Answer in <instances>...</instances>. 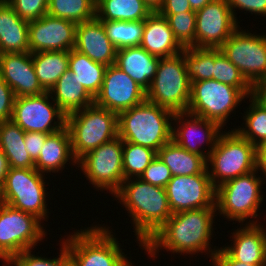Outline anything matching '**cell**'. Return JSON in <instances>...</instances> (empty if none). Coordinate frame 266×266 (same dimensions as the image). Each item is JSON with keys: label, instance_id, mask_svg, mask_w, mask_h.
<instances>
[{"label": "cell", "instance_id": "4dcf8cb0", "mask_svg": "<svg viewBox=\"0 0 266 266\" xmlns=\"http://www.w3.org/2000/svg\"><path fill=\"white\" fill-rule=\"evenodd\" d=\"M152 11L143 0H96L101 21H144Z\"/></svg>", "mask_w": 266, "mask_h": 266}, {"label": "cell", "instance_id": "cb8c5ba5", "mask_svg": "<svg viewBox=\"0 0 266 266\" xmlns=\"http://www.w3.org/2000/svg\"><path fill=\"white\" fill-rule=\"evenodd\" d=\"M160 57L149 54L141 46L117 50L115 65L147 91L153 81Z\"/></svg>", "mask_w": 266, "mask_h": 266}, {"label": "cell", "instance_id": "8fae6325", "mask_svg": "<svg viewBox=\"0 0 266 266\" xmlns=\"http://www.w3.org/2000/svg\"><path fill=\"white\" fill-rule=\"evenodd\" d=\"M45 175L35 168H10L1 186L3 203L46 221L49 209Z\"/></svg>", "mask_w": 266, "mask_h": 266}, {"label": "cell", "instance_id": "c3c4849f", "mask_svg": "<svg viewBox=\"0 0 266 266\" xmlns=\"http://www.w3.org/2000/svg\"><path fill=\"white\" fill-rule=\"evenodd\" d=\"M10 169L9 162L5 154L0 148V185L2 186L5 182L6 175Z\"/></svg>", "mask_w": 266, "mask_h": 266}, {"label": "cell", "instance_id": "277c9868", "mask_svg": "<svg viewBox=\"0 0 266 266\" xmlns=\"http://www.w3.org/2000/svg\"><path fill=\"white\" fill-rule=\"evenodd\" d=\"M258 167L259 150L234 128L233 130L231 128L230 132L222 131L207 158L208 175L215 189L233 178L256 170Z\"/></svg>", "mask_w": 266, "mask_h": 266}, {"label": "cell", "instance_id": "74e56055", "mask_svg": "<svg viewBox=\"0 0 266 266\" xmlns=\"http://www.w3.org/2000/svg\"><path fill=\"white\" fill-rule=\"evenodd\" d=\"M213 80L236 88H253L230 62L220 48H214Z\"/></svg>", "mask_w": 266, "mask_h": 266}, {"label": "cell", "instance_id": "f546056e", "mask_svg": "<svg viewBox=\"0 0 266 266\" xmlns=\"http://www.w3.org/2000/svg\"><path fill=\"white\" fill-rule=\"evenodd\" d=\"M32 59L35 74L46 92L69 70V51H41L32 53Z\"/></svg>", "mask_w": 266, "mask_h": 266}, {"label": "cell", "instance_id": "2e32d148", "mask_svg": "<svg viewBox=\"0 0 266 266\" xmlns=\"http://www.w3.org/2000/svg\"><path fill=\"white\" fill-rule=\"evenodd\" d=\"M239 26L226 0H212L196 11L195 47L220 48Z\"/></svg>", "mask_w": 266, "mask_h": 266}, {"label": "cell", "instance_id": "7c38bea8", "mask_svg": "<svg viewBox=\"0 0 266 266\" xmlns=\"http://www.w3.org/2000/svg\"><path fill=\"white\" fill-rule=\"evenodd\" d=\"M220 50L254 89L266 80V34H252L239 26Z\"/></svg>", "mask_w": 266, "mask_h": 266}, {"label": "cell", "instance_id": "d6986e66", "mask_svg": "<svg viewBox=\"0 0 266 266\" xmlns=\"http://www.w3.org/2000/svg\"><path fill=\"white\" fill-rule=\"evenodd\" d=\"M76 25L48 14L29 21V52L72 50L75 47Z\"/></svg>", "mask_w": 266, "mask_h": 266}, {"label": "cell", "instance_id": "e575fe53", "mask_svg": "<svg viewBox=\"0 0 266 266\" xmlns=\"http://www.w3.org/2000/svg\"><path fill=\"white\" fill-rule=\"evenodd\" d=\"M183 56L190 83L213 79L214 48L186 47Z\"/></svg>", "mask_w": 266, "mask_h": 266}, {"label": "cell", "instance_id": "e0dca14e", "mask_svg": "<svg viewBox=\"0 0 266 266\" xmlns=\"http://www.w3.org/2000/svg\"><path fill=\"white\" fill-rule=\"evenodd\" d=\"M146 100V91L115 64L105 71L102 88L94 103L117 114Z\"/></svg>", "mask_w": 266, "mask_h": 266}, {"label": "cell", "instance_id": "7402d4cb", "mask_svg": "<svg viewBox=\"0 0 266 266\" xmlns=\"http://www.w3.org/2000/svg\"><path fill=\"white\" fill-rule=\"evenodd\" d=\"M260 224H246L232 234L231 243L223 249L236 261L266 264V230Z\"/></svg>", "mask_w": 266, "mask_h": 266}, {"label": "cell", "instance_id": "5b68a950", "mask_svg": "<svg viewBox=\"0 0 266 266\" xmlns=\"http://www.w3.org/2000/svg\"><path fill=\"white\" fill-rule=\"evenodd\" d=\"M94 226L77 230L63 239L70 263L73 266H133L110 227Z\"/></svg>", "mask_w": 266, "mask_h": 266}, {"label": "cell", "instance_id": "44dd1931", "mask_svg": "<svg viewBox=\"0 0 266 266\" xmlns=\"http://www.w3.org/2000/svg\"><path fill=\"white\" fill-rule=\"evenodd\" d=\"M74 49L107 67L116 62L117 48L109 40L102 21L97 17L76 25Z\"/></svg>", "mask_w": 266, "mask_h": 266}, {"label": "cell", "instance_id": "836d02e7", "mask_svg": "<svg viewBox=\"0 0 266 266\" xmlns=\"http://www.w3.org/2000/svg\"><path fill=\"white\" fill-rule=\"evenodd\" d=\"M47 14L82 23L96 17V0H48Z\"/></svg>", "mask_w": 266, "mask_h": 266}, {"label": "cell", "instance_id": "11a10c76", "mask_svg": "<svg viewBox=\"0 0 266 266\" xmlns=\"http://www.w3.org/2000/svg\"><path fill=\"white\" fill-rule=\"evenodd\" d=\"M7 0H0V3H4V2H6Z\"/></svg>", "mask_w": 266, "mask_h": 266}, {"label": "cell", "instance_id": "d590c367", "mask_svg": "<svg viewBox=\"0 0 266 266\" xmlns=\"http://www.w3.org/2000/svg\"><path fill=\"white\" fill-rule=\"evenodd\" d=\"M102 23L109 40L117 50L140 45L144 21H102Z\"/></svg>", "mask_w": 266, "mask_h": 266}, {"label": "cell", "instance_id": "f907efd6", "mask_svg": "<svg viewBox=\"0 0 266 266\" xmlns=\"http://www.w3.org/2000/svg\"><path fill=\"white\" fill-rule=\"evenodd\" d=\"M152 12H158L162 7L164 0H143Z\"/></svg>", "mask_w": 266, "mask_h": 266}, {"label": "cell", "instance_id": "d4e9b609", "mask_svg": "<svg viewBox=\"0 0 266 266\" xmlns=\"http://www.w3.org/2000/svg\"><path fill=\"white\" fill-rule=\"evenodd\" d=\"M72 161V165L78 164L73 155L71 136L67 127L49 134L41 149L38 159L35 161V169L40 173H57Z\"/></svg>", "mask_w": 266, "mask_h": 266}, {"label": "cell", "instance_id": "484cf974", "mask_svg": "<svg viewBox=\"0 0 266 266\" xmlns=\"http://www.w3.org/2000/svg\"><path fill=\"white\" fill-rule=\"evenodd\" d=\"M29 52V21L7 3H0V54Z\"/></svg>", "mask_w": 266, "mask_h": 266}, {"label": "cell", "instance_id": "f6af8a7d", "mask_svg": "<svg viewBox=\"0 0 266 266\" xmlns=\"http://www.w3.org/2000/svg\"><path fill=\"white\" fill-rule=\"evenodd\" d=\"M49 134L42 132H25V148L31 159L35 162Z\"/></svg>", "mask_w": 266, "mask_h": 266}, {"label": "cell", "instance_id": "d6a6232c", "mask_svg": "<svg viewBox=\"0 0 266 266\" xmlns=\"http://www.w3.org/2000/svg\"><path fill=\"white\" fill-rule=\"evenodd\" d=\"M249 98V110L243 116L245 127L235 130L259 150L266 144V104L255 93Z\"/></svg>", "mask_w": 266, "mask_h": 266}, {"label": "cell", "instance_id": "681fc988", "mask_svg": "<svg viewBox=\"0 0 266 266\" xmlns=\"http://www.w3.org/2000/svg\"><path fill=\"white\" fill-rule=\"evenodd\" d=\"M259 167V171L263 173L262 177L266 180V144L259 149Z\"/></svg>", "mask_w": 266, "mask_h": 266}, {"label": "cell", "instance_id": "9a60e30c", "mask_svg": "<svg viewBox=\"0 0 266 266\" xmlns=\"http://www.w3.org/2000/svg\"><path fill=\"white\" fill-rule=\"evenodd\" d=\"M172 214L201 208H216V189L206 170L202 174L172 176L165 186Z\"/></svg>", "mask_w": 266, "mask_h": 266}, {"label": "cell", "instance_id": "ab89813d", "mask_svg": "<svg viewBox=\"0 0 266 266\" xmlns=\"http://www.w3.org/2000/svg\"><path fill=\"white\" fill-rule=\"evenodd\" d=\"M61 242L60 255L57 258L48 259L46 257L36 256L31 254L33 249L25 250L18 255L14 256L8 263L3 266H69L70 258L68 255L67 247L63 240Z\"/></svg>", "mask_w": 266, "mask_h": 266}, {"label": "cell", "instance_id": "ee69618b", "mask_svg": "<svg viewBox=\"0 0 266 266\" xmlns=\"http://www.w3.org/2000/svg\"><path fill=\"white\" fill-rule=\"evenodd\" d=\"M15 98L13 90L0 76V121L12 118Z\"/></svg>", "mask_w": 266, "mask_h": 266}, {"label": "cell", "instance_id": "5bb4252c", "mask_svg": "<svg viewBox=\"0 0 266 266\" xmlns=\"http://www.w3.org/2000/svg\"><path fill=\"white\" fill-rule=\"evenodd\" d=\"M11 119L25 132L53 134L66 127V114L53 101L50 92L16 97Z\"/></svg>", "mask_w": 266, "mask_h": 266}, {"label": "cell", "instance_id": "ba28073f", "mask_svg": "<svg viewBox=\"0 0 266 266\" xmlns=\"http://www.w3.org/2000/svg\"><path fill=\"white\" fill-rule=\"evenodd\" d=\"M254 93V88H236L213 79L192 82L187 112L223 128L238 104Z\"/></svg>", "mask_w": 266, "mask_h": 266}, {"label": "cell", "instance_id": "f5cc1de1", "mask_svg": "<svg viewBox=\"0 0 266 266\" xmlns=\"http://www.w3.org/2000/svg\"><path fill=\"white\" fill-rule=\"evenodd\" d=\"M255 94L266 103V80L255 89Z\"/></svg>", "mask_w": 266, "mask_h": 266}, {"label": "cell", "instance_id": "6da1fadb", "mask_svg": "<svg viewBox=\"0 0 266 266\" xmlns=\"http://www.w3.org/2000/svg\"><path fill=\"white\" fill-rule=\"evenodd\" d=\"M216 212V208H201L174 213L142 249L150 258L156 259V253L162 248L180 255L207 251L212 260L218 251V248L212 249L210 244Z\"/></svg>", "mask_w": 266, "mask_h": 266}, {"label": "cell", "instance_id": "bcb514c9", "mask_svg": "<svg viewBox=\"0 0 266 266\" xmlns=\"http://www.w3.org/2000/svg\"><path fill=\"white\" fill-rule=\"evenodd\" d=\"M193 11L188 0H164L162 7L158 10L160 15H174Z\"/></svg>", "mask_w": 266, "mask_h": 266}, {"label": "cell", "instance_id": "60d3db41", "mask_svg": "<svg viewBox=\"0 0 266 266\" xmlns=\"http://www.w3.org/2000/svg\"><path fill=\"white\" fill-rule=\"evenodd\" d=\"M16 14L27 21L37 20L47 14L48 0H7Z\"/></svg>", "mask_w": 266, "mask_h": 266}, {"label": "cell", "instance_id": "7dc6e473", "mask_svg": "<svg viewBox=\"0 0 266 266\" xmlns=\"http://www.w3.org/2000/svg\"><path fill=\"white\" fill-rule=\"evenodd\" d=\"M213 266H266V264H247L234 260L222 247L214 254Z\"/></svg>", "mask_w": 266, "mask_h": 266}, {"label": "cell", "instance_id": "816d5d0a", "mask_svg": "<svg viewBox=\"0 0 266 266\" xmlns=\"http://www.w3.org/2000/svg\"><path fill=\"white\" fill-rule=\"evenodd\" d=\"M193 11L204 8L212 0H188Z\"/></svg>", "mask_w": 266, "mask_h": 266}, {"label": "cell", "instance_id": "83f0119b", "mask_svg": "<svg viewBox=\"0 0 266 266\" xmlns=\"http://www.w3.org/2000/svg\"><path fill=\"white\" fill-rule=\"evenodd\" d=\"M25 131L12 119L0 121V148L8 159L10 168H35L25 148Z\"/></svg>", "mask_w": 266, "mask_h": 266}, {"label": "cell", "instance_id": "7bdbcfd3", "mask_svg": "<svg viewBox=\"0 0 266 266\" xmlns=\"http://www.w3.org/2000/svg\"><path fill=\"white\" fill-rule=\"evenodd\" d=\"M227 4L231 8L233 16L237 23H240L237 19L235 9H241L249 11L251 14L260 15L266 17V0H226ZM235 11V12H234Z\"/></svg>", "mask_w": 266, "mask_h": 266}, {"label": "cell", "instance_id": "9c48e42d", "mask_svg": "<svg viewBox=\"0 0 266 266\" xmlns=\"http://www.w3.org/2000/svg\"><path fill=\"white\" fill-rule=\"evenodd\" d=\"M191 83L188 78L183 51L171 57L160 58L158 68L146 100L173 113L187 112Z\"/></svg>", "mask_w": 266, "mask_h": 266}, {"label": "cell", "instance_id": "8992f818", "mask_svg": "<svg viewBox=\"0 0 266 266\" xmlns=\"http://www.w3.org/2000/svg\"><path fill=\"white\" fill-rule=\"evenodd\" d=\"M66 127L78 161L87 152L118 136V114L94 103L66 115Z\"/></svg>", "mask_w": 266, "mask_h": 266}, {"label": "cell", "instance_id": "4316f807", "mask_svg": "<svg viewBox=\"0 0 266 266\" xmlns=\"http://www.w3.org/2000/svg\"><path fill=\"white\" fill-rule=\"evenodd\" d=\"M76 76L70 70L66 71L50 90L53 101L66 115L94 104V98Z\"/></svg>", "mask_w": 266, "mask_h": 266}, {"label": "cell", "instance_id": "7a4b0ae2", "mask_svg": "<svg viewBox=\"0 0 266 266\" xmlns=\"http://www.w3.org/2000/svg\"><path fill=\"white\" fill-rule=\"evenodd\" d=\"M113 196L130 214L140 248L173 215L165 188L151 185L141 178L125 180Z\"/></svg>", "mask_w": 266, "mask_h": 266}, {"label": "cell", "instance_id": "f35d334b", "mask_svg": "<svg viewBox=\"0 0 266 266\" xmlns=\"http://www.w3.org/2000/svg\"><path fill=\"white\" fill-rule=\"evenodd\" d=\"M165 17L177 39L184 47H195L196 11L183 12Z\"/></svg>", "mask_w": 266, "mask_h": 266}, {"label": "cell", "instance_id": "52a82bcc", "mask_svg": "<svg viewBox=\"0 0 266 266\" xmlns=\"http://www.w3.org/2000/svg\"><path fill=\"white\" fill-rule=\"evenodd\" d=\"M258 170L260 167L248 174L233 178L216 188L215 205L218 214L220 213L229 221H238L242 225L248 218L249 222L246 221L244 224H258L257 220H250L257 218V216L260 217L257 212L264 201L261 186L265 180L261 176H256Z\"/></svg>", "mask_w": 266, "mask_h": 266}, {"label": "cell", "instance_id": "f1b7e54d", "mask_svg": "<svg viewBox=\"0 0 266 266\" xmlns=\"http://www.w3.org/2000/svg\"><path fill=\"white\" fill-rule=\"evenodd\" d=\"M157 156L172 176L202 174L207 170V160L203 156L190 153L172 139L157 152Z\"/></svg>", "mask_w": 266, "mask_h": 266}, {"label": "cell", "instance_id": "b9f144b4", "mask_svg": "<svg viewBox=\"0 0 266 266\" xmlns=\"http://www.w3.org/2000/svg\"><path fill=\"white\" fill-rule=\"evenodd\" d=\"M143 181L165 188L172 178L169 168L156 156L140 177Z\"/></svg>", "mask_w": 266, "mask_h": 266}, {"label": "cell", "instance_id": "603a6c76", "mask_svg": "<svg viewBox=\"0 0 266 266\" xmlns=\"http://www.w3.org/2000/svg\"><path fill=\"white\" fill-rule=\"evenodd\" d=\"M139 46L160 58L177 55L185 49L175 38L167 19L158 12H152L144 20Z\"/></svg>", "mask_w": 266, "mask_h": 266}, {"label": "cell", "instance_id": "30bf717a", "mask_svg": "<svg viewBox=\"0 0 266 266\" xmlns=\"http://www.w3.org/2000/svg\"><path fill=\"white\" fill-rule=\"evenodd\" d=\"M36 216L2 203L0 205V260L8 263L19 253L38 246L46 237Z\"/></svg>", "mask_w": 266, "mask_h": 266}, {"label": "cell", "instance_id": "db71d44e", "mask_svg": "<svg viewBox=\"0 0 266 266\" xmlns=\"http://www.w3.org/2000/svg\"><path fill=\"white\" fill-rule=\"evenodd\" d=\"M3 203V200H2V188H1V185H0V205Z\"/></svg>", "mask_w": 266, "mask_h": 266}, {"label": "cell", "instance_id": "8d00e7d4", "mask_svg": "<svg viewBox=\"0 0 266 266\" xmlns=\"http://www.w3.org/2000/svg\"><path fill=\"white\" fill-rule=\"evenodd\" d=\"M156 156L157 152L151 148L123 141L124 181L140 178Z\"/></svg>", "mask_w": 266, "mask_h": 266}, {"label": "cell", "instance_id": "ac0fdd59", "mask_svg": "<svg viewBox=\"0 0 266 266\" xmlns=\"http://www.w3.org/2000/svg\"><path fill=\"white\" fill-rule=\"evenodd\" d=\"M172 121L174 122H172L171 139L190 153L203 156L207 160L223 128L214 121L192 115L188 112L174 113ZM175 123L177 127L174 125ZM205 143L209 145L207 152L201 147Z\"/></svg>", "mask_w": 266, "mask_h": 266}, {"label": "cell", "instance_id": "4fadbf2b", "mask_svg": "<svg viewBox=\"0 0 266 266\" xmlns=\"http://www.w3.org/2000/svg\"><path fill=\"white\" fill-rule=\"evenodd\" d=\"M77 165L94 188L113 195L124 182L122 139L117 136L87 152Z\"/></svg>", "mask_w": 266, "mask_h": 266}, {"label": "cell", "instance_id": "1f68e13d", "mask_svg": "<svg viewBox=\"0 0 266 266\" xmlns=\"http://www.w3.org/2000/svg\"><path fill=\"white\" fill-rule=\"evenodd\" d=\"M106 69L107 66L93 61L74 48L69 51V70L77 75L81 85L94 99L102 88Z\"/></svg>", "mask_w": 266, "mask_h": 266}, {"label": "cell", "instance_id": "3957f363", "mask_svg": "<svg viewBox=\"0 0 266 266\" xmlns=\"http://www.w3.org/2000/svg\"><path fill=\"white\" fill-rule=\"evenodd\" d=\"M174 113L145 100L118 114V136L122 141L158 152L171 140Z\"/></svg>", "mask_w": 266, "mask_h": 266}, {"label": "cell", "instance_id": "ffe728a7", "mask_svg": "<svg viewBox=\"0 0 266 266\" xmlns=\"http://www.w3.org/2000/svg\"><path fill=\"white\" fill-rule=\"evenodd\" d=\"M0 76L16 97L46 92L35 74L31 52L0 54Z\"/></svg>", "mask_w": 266, "mask_h": 266}]
</instances>
